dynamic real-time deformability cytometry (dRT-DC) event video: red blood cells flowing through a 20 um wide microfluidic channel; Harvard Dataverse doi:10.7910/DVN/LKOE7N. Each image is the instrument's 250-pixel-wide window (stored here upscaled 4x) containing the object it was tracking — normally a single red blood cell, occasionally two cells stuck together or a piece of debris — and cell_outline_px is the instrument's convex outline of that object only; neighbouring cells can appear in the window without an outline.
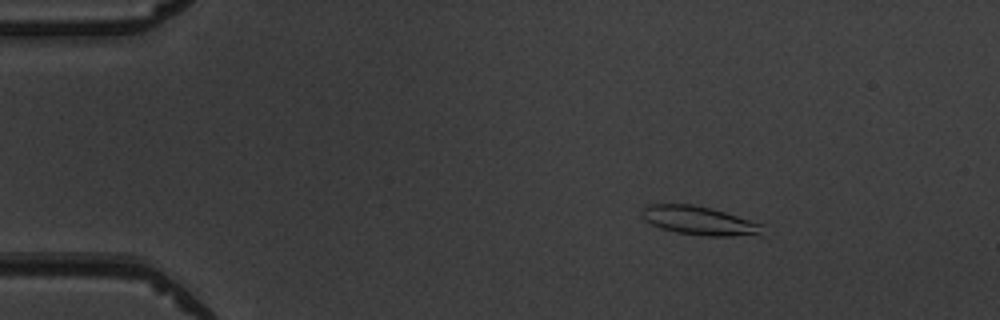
{"species": "common noctule bat (a hibernating species)", "species_latin": "Nyctalus noctula", "temperature_condition": "warm", "stored_images_in_passage": 4, "camera_frame_rate_fps": 3000, "um_per_image_px": 0.085, "animal": {"sex": "male", "body_mass_g": 19.5, "forearm_length_mm": 54.6}, "frame": {"image": 1, "passage_image": 2, "time_ms": 1.667, "image_size_px": [1000, 320], "cell_outline_px": [[764, 236], [704, 236], [676, 232], [660, 228], [652, 224], [644, 216], [640, 208], [648, 204], [692, 204], [724, 212], [764, 224]], "centroid_in_image_um": [59.52, 18.77], "position_along_channel_um": 25.5, "area_um2": 20.29}}